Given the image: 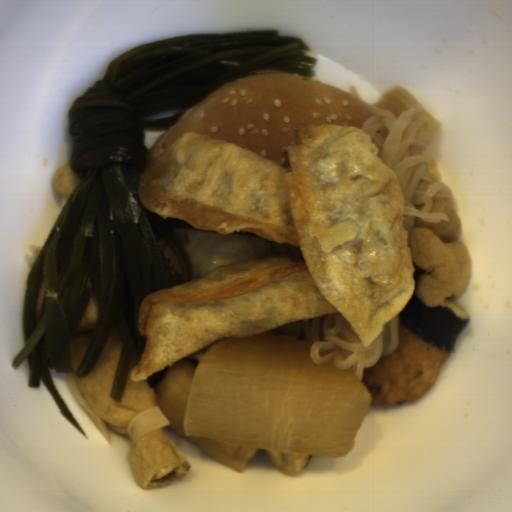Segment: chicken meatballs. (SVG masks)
<instances>
[{"mask_svg":"<svg viewBox=\"0 0 512 512\" xmlns=\"http://www.w3.org/2000/svg\"><path fill=\"white\" fill-rule=\"evenodd\" d=\"M450 353L425 342L399 322L396 347L361 376L370 394L369 402L384 408L423 398Z\"/></svg>","mask_w":512,"mask_h":512,"instance_id":"fd5e1221","label":"chicken meatballs"},{"mask_svg":"<svg viewBox=\"0 0 512 512\" xmlns=\"http://www.w3.org/2000/svg\"><path fill=\"white\" fill-rule=\"evenodd\" d=\"M441 307H444L450 310L454 315L458 316L461 319H468L469 313L465 310V308L457 302L455 299L449 300L447 302L439 304Z\"/></svg>","mask_w":512,"mask_h":512,"instance_id":"f4306124","label":"chicken meatballs"}]
</instances>
